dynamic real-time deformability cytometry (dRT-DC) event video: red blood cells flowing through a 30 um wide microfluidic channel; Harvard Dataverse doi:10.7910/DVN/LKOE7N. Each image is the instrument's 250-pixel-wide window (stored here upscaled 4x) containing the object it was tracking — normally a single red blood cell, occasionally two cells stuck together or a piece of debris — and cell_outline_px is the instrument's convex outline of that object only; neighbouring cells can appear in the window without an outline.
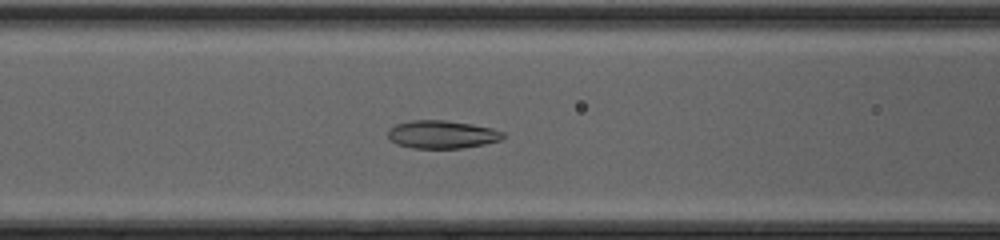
{"species": "common noctule bat (a hibernating species)", "species_latin": "Nyctalus noctula", "temperature_condition": "cold", "stored_images_in_passage": 49, "camera_frame_rate_fps": 3000, "um_per_image_px": 0.085, "animal": {"sex": "female", "body_mass_g": 20.0, "forearm_length_mm": 54.0}, "frame": {"image": 1, "passage_image": 22, "time_ms": 7.0, "image_size_px": [1000, 240], "cell_outline_px": [[504, 136], [500, 140], [484, 144], [460, 148], [412, 148], [396, 144], [388, 136], [388, 128], [396, 124], [412, 120], [444, 120], [472, 124], [492, 128], [504, 132]], "centroid_in_image_um": [37.55, 11.42], "position_along_channel_um": 129.0, "area_um2": 18.73}}
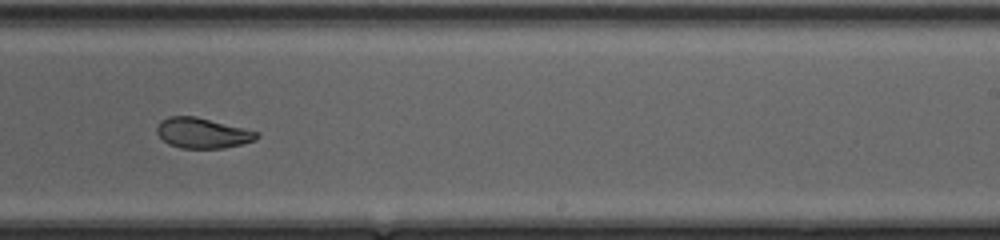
{"frame": {"image": 2, "passage_image": 32, "time_ms": 10.333, "image_size_px": [1000, 240], "cell_outline_px": [[260, 136], [256, 140], [224, 148], [180, 148], [168, 144], [156, 132], [156, 128], [160, 120], [168, 116], [196, 116], [260, 132]], "centroid_in_image_um": [17.21, 11.3], "position_along_channel_um": 271.8, "area_um2": 17.74}}
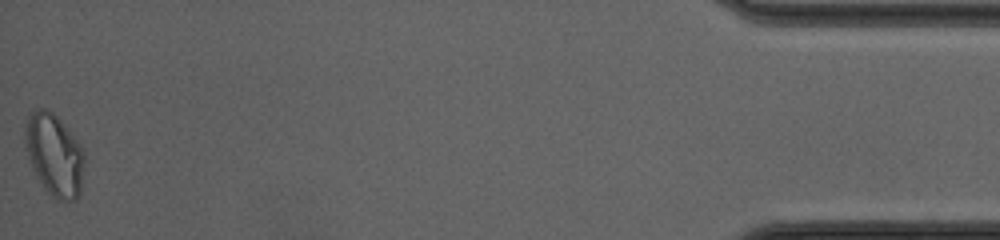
{"frame": {"image": 3, "passage_image": 49, "time_ms": 16.0, "image_size_px": [1000, 240], "cell_outline_px": [[84, 160], [80, 196], [76, 200], [68, 204], [56, 200], [44, 188], [36, 176], [28, 156], [24, 144], [24, 128], [28, 112], [36, 108], [44, 108], [52, 112], [60, 120], [76, 140], [84, 156]], "centroid_in_image_um": [4.59, 13.19], "position_along_channel_um": 430.6, "area_um2": 28.61}, "authors_computed_cell_mechanics": {"area_um2": 20.519, "velocity_mm_per_s": 4.3056, "shape_relaxation_time_tau1_ms": 7.518, "shape_relaxation_time_tau2_ms": 1.5791, "deformation_change_tau1": 0.169, "deformation_change_tau2": 0.05}}